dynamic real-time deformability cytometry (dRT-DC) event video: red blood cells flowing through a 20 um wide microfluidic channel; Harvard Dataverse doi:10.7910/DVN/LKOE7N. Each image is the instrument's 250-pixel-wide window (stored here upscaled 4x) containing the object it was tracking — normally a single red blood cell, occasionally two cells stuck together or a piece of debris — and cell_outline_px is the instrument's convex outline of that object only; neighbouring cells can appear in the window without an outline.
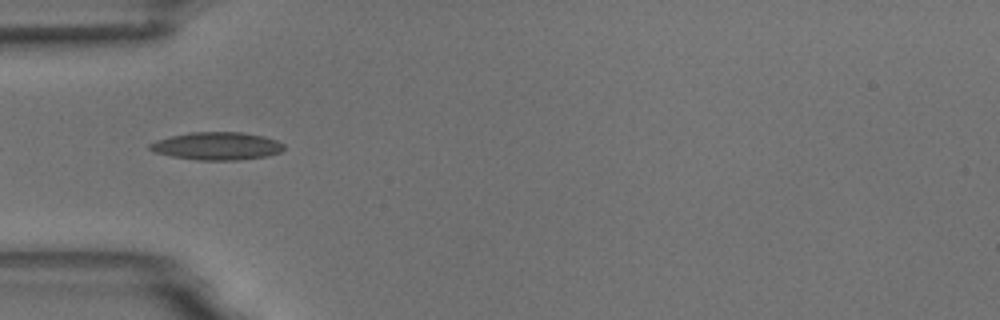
{"species": "common noctule bat (a hibernating species)", "species_latin": "Nyctalus noctula", "temperature_condition": "room temperature", "stored_images_in_passage": 4, "camera_frame_rate_fps": 3000, "um_per_image_px": 0.085, "animal": {"sex": "male", "body_mass_g": 18.8}, "frame": {"image": 1, "passage_image": 2, "time_ms": 1.0, "image_size_px": [1000, 320], "cell_outline_px": [[284, 148], [280, 152], [268, 156], [236, 160], [196, 160], [172, 156], [152, 152], [148, 148], [148, 144], [156, 140], [172, 136], [192, 132], [244, 132], [264, 136], [276, 140], [284, 144]], "centroid_in_image_um": [18.43, 12.41], "position_along_channel_um": 66.6, "area_um2": 21.79}}